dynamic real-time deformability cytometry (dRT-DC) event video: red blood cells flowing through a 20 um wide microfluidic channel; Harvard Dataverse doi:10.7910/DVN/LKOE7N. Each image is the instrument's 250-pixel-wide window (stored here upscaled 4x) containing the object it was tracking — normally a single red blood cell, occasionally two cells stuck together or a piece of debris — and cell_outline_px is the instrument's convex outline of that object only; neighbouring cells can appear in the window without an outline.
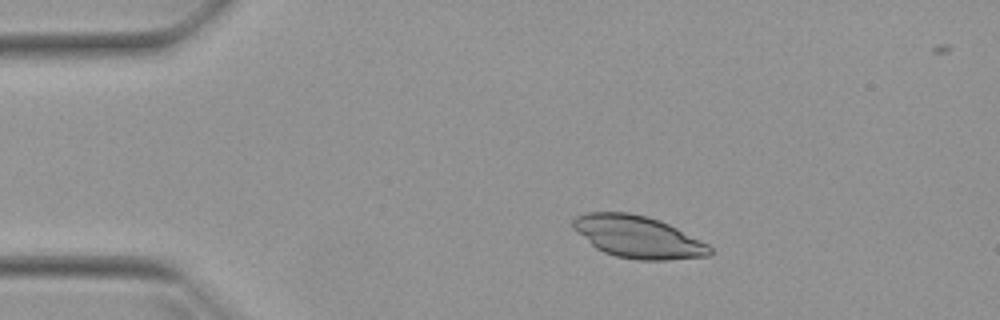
{"species": "Egyptian fruit bat (a non-hibernating species)", "species_latin": "Rousettus aegyptiacus", "temperature_condition": "warm", "stored_images_in_passage": 52, "camera_frame_rate_fps": 3000, "um_per_image_px": 0.085, "animal": {"sex": "female"}, "frame": {"image": 1, "passage_image": 9, "time_ms": 2.667, "image_size_px": [1000, 320], "cell_outline_px": [[712, 256], [664, 260], [636, 260], [616, 256], [604, 252], [596, 248], [572, 228], [572, 220], [576, 216], [588, 212], [628, 212], [648, 216], [660, 220], [708, 244], [712, 248]], "centroid_in_image_um": [54.22, 20.14], "position_along_channel_um": 30.8, "area_um2": 33.58}}
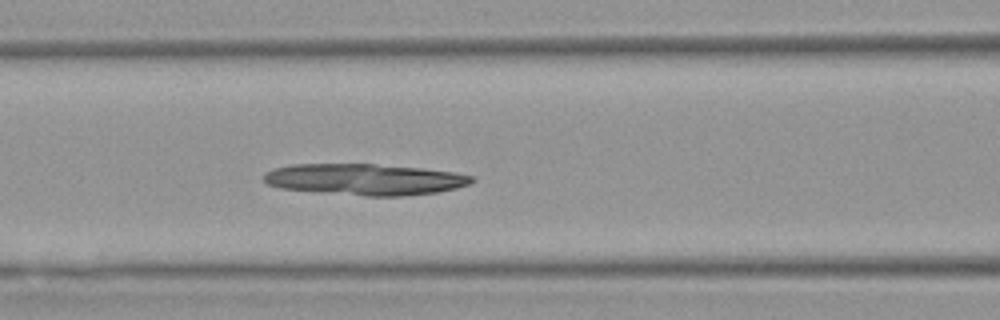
{"frame": {"image": 2, "passage_image": 21, "time_ms": 6.667, "image_size_px": [1000, 320], "cell_outline_px": [[476, 180], [468, 184], [456, 188], [436, 192], [404, 196], [364, 196], [320, 192], [280, 188], [268, 184], [264, 180], [264, 176], [268, 172], [276, 168], [292, 164], [372, 164], [420, 168], [456, 172], [472, 176]], "centroid_in_image_um": [31.04, 15.25], "position_along_channel_um": 135.6, "area_um2": 37.69}}
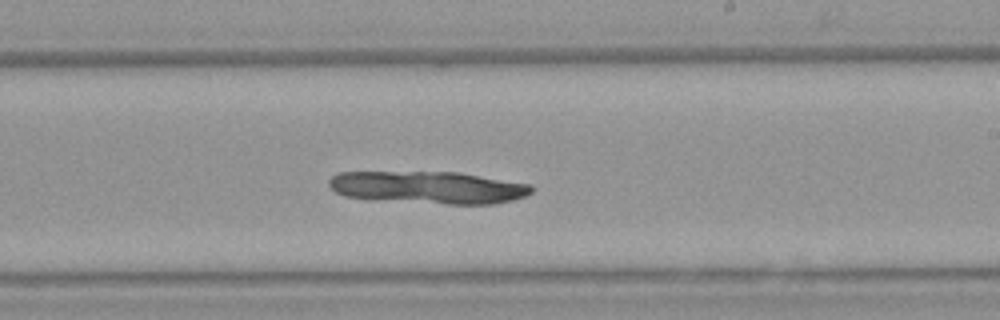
{"frame": {"image": 3, "passage_image": 30, "time_ms": 9.667, "image_size_px": [1000, 320], "cell_outline_px": [[532, 192], [524, 196], [512, 200], [496, 204], [448, 204], [344, 196], [336, 192], [328, 184], [328, 180], [336, 172], [460, 172], [528, 184], [532, 188]], "centroid_in_image_um": [36.41, 15.92], "position_along_channel_um": 252.6, "area_um2": 37.74}}